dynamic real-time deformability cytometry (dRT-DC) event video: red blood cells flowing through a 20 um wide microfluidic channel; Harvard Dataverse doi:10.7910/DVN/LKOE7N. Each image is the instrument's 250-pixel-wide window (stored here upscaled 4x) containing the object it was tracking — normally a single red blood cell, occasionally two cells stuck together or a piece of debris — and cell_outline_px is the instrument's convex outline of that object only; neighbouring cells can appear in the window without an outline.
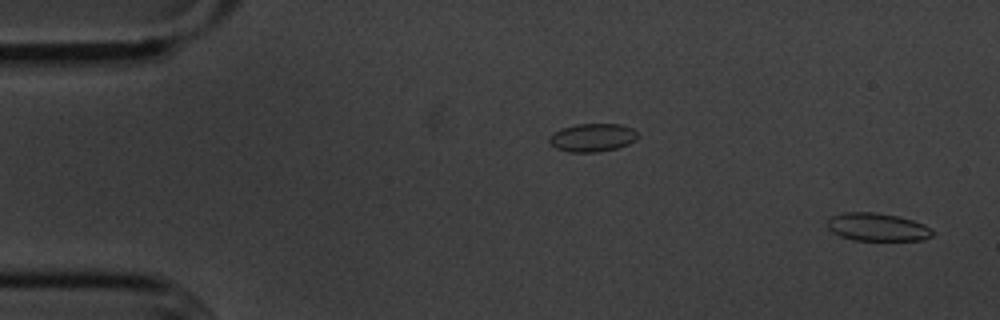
{"species": "common noctule bat (a hibernating species)", "species_latin": "Nyctalus noctula", "temperature_condition": "cold", "stored_images_in_passage": 3, "segment_of_instrument_passage": [2, 2], "camera_frame_rate_fps": 3000, "um_per_image_px": 0.085, "animal": {"sex": "male", "body_mass_g": 20.1, "forearm_length_mm": 53.5}, "frame": {"image": 1, "passage_image": 3, "time_ms": 2.333, "image_size_px": [1000, 320], "cell_outline_px": [[932, 236], [924, 240], [852, 240], [840, 236], [832, 232], [828, 228], [828, 220], [832, 216], [844, 212], [876, 212], [896, 216], [912, 220], [924, 224], [932, 232]], "centroid_in_image_um": [74.54, 19.3], "position_along_channel_um": 10.5, "area_um2": 16.99}}